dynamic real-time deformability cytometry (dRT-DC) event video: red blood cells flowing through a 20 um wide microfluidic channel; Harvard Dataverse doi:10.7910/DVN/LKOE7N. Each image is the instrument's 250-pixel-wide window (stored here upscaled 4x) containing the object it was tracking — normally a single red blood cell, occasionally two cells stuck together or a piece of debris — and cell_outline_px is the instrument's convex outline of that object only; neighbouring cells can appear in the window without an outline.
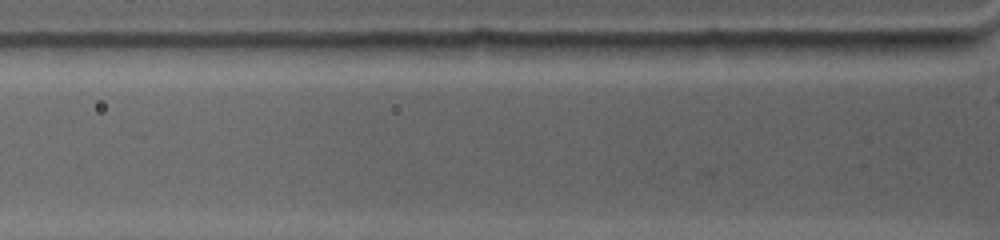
{"species": "common noctule bat (a hibernating species)", "species_latin": "Nyctalus noctula", "temperature_condition": "warm", "stored_images_in_passage": 2, "camera_frame_rate_fps": 4500, "um_per_image_px": 0.085, "animal": {"sex": "female", "body_mass_g": 19.0, "forearm_length_mm": 53.3}, "frame": {"image": 1, "passage_image": 2, "time_ms": 0.222, "image_size_px": [1000, 240], "cell_outline_px": [[980, 40], [976, 44], [956, 56], [900, 60], [896, 60], [852, 56], [840, 44], [848, 40]], "centroid_in_image_um": [77.08, 4.13], "position_along_channel_um": 48.7, "area_um2": 15.84}}